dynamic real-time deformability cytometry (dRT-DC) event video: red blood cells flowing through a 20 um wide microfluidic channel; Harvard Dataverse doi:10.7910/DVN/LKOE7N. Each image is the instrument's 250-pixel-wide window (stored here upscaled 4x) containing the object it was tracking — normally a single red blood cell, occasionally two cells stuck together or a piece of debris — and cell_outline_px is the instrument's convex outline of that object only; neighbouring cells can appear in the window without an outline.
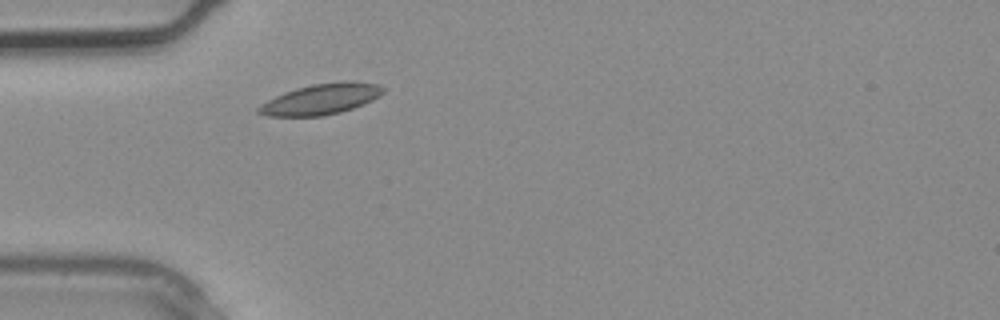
{"species": "common noctule bat (a hibernating species)", "species_latin": "Nyctalus noctula", "temperature_condition": "warm", "stored_images_in_passage": 1, "camera_frame_rate_fps": 3000, "um_per_image_px": 0.085, "animal": {"sex": "male", "body_mass_g": 20.4}, "frame": {"image": 1, "passage_image": 1, "time_ms": 0.0, "image_size_px": [1000, 320], "cell_outline_px": [[384, 92], [380, 96], [364, 104], [340, 112], [324, 116], [268, 116], [256, 112], [256, 108], [260, 104], [284, 92], [296, 88], [312, 84], [344, 80], [352, 80], [376, 84], [384, 88]], "centroid_in_image_um": [27.29, 8.42], "position_along_channel_um": 57.7, "area_um2": 22.43}}